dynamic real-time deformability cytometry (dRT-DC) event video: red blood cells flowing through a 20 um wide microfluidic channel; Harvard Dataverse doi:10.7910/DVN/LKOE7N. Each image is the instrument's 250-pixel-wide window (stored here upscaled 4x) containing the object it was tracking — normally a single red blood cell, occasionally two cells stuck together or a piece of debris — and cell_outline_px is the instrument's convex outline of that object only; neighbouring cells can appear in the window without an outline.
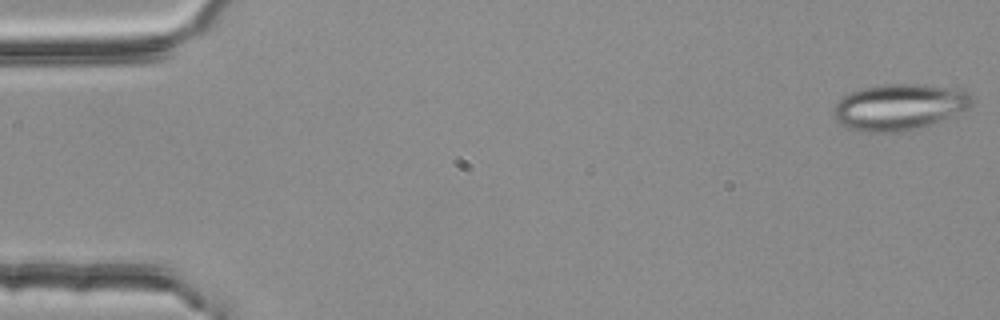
{"species": "common noctule bat (a hibernating species)", "species_latin": "Nyctalus noctula", "temperature_condition": "room temperature", "stored_images_in_passage": 5, "segment_of_instrument_passage": [1, 2], "camera_frame_rate_fps": 3000, "um_per_image_px": 0.085, "animal": {"sex": "female", "body_mass_g": 25.1}, "frame": {"image": 1, "passage_image": 1, "time_ms": 0.0, "image_size_px": [1000, 320], "cell_outline_px": [[976, 100], [968, 108], [928, 124], [904, 132], [864, 132], [848, 128], [836, 120], [832, 112], [836, 104], [848, 92], [864, 88], [884, 84], [924, 84], [964, 88]], "centroid_in_image_um": [76.45, 9.07], "position_along_channel_um": 8.5, "area_um2": 37.28}}